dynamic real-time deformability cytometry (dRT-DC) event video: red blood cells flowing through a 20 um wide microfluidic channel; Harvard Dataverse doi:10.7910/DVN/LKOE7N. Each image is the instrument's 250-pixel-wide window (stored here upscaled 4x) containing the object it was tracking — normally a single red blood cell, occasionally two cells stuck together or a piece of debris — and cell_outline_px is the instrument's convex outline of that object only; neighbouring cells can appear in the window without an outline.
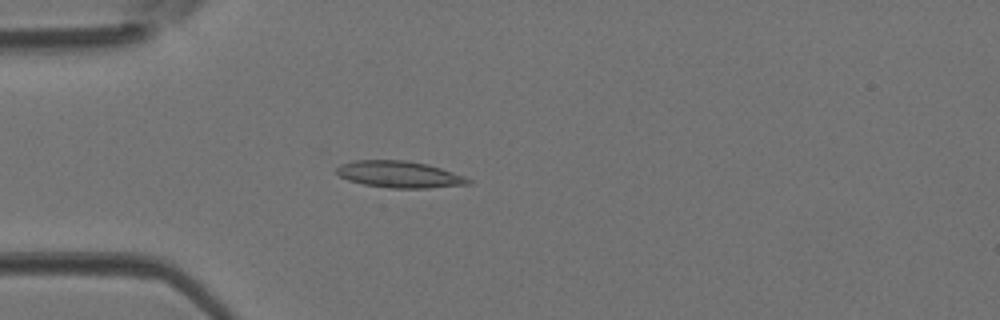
{"species": "Egyptian fruit bat (a non-hibernating species)", "species_latin": "Rousettus aegyptiacus", "temperature_condition": "room temperature", "stored_images_in_passage": 43, "camera_frame_rate_fps": 3000, "um_per_image_px": 0.085, "animal": {"sex": "female"}, "frame": {"image": 1, "passage_image": 12, "time_ms": 3.667, "image_size_px": [1000, 320], "cell_outline_px": [[472, 184], [428, 188], [388, 188], [364, 184], [348, 180], [340, 176], [336, 172], [336, 168], [340, 164], [352, 160], [404, 160], [428, 164], [464, 176], [472, 180]], "centroid_in_image_um": [33.94, 14.82], "position_along_channel_um": 51.1, "area_um2": 20.52}}
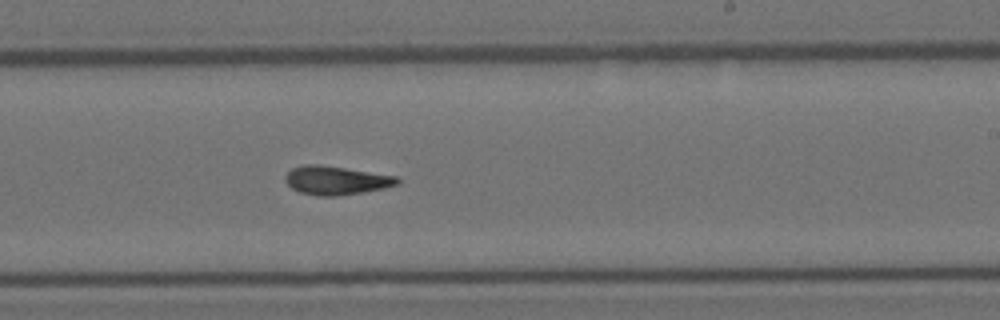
{"frame": {"image": 2, "passage_image": 26, "time_ms": 8.333, "image_size_px": [1000, 320], "cell_outline_px": [[400, 184], [384, 188], [364, 192], [340, 196], [320, 196], [300, 192], [292, 188], [284, 180], [284, 176], [292, 168], [304, 164], [320, 164], [396, 176], [400, 180]], "centroid_in_image_um": [28.56, 15.33], "position_along_channel_um": 260.4, "area_um2": 18.79}}
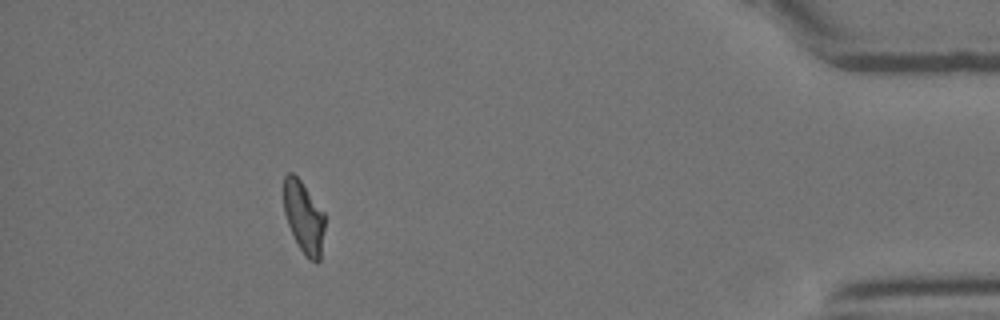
{"frame": {"image": 3, "passage_image": 39, "time_ms": 12.667, "image_size_px": [1000, 320], "cell_outline_px": [[324, 228], [320, 260], [316, 264], [304, 256], [288, 224], [284, 212], [284, 176], [288, 172], [292, 172], [300, 180], [324, 212]], "centroid_in_image_um": [25.82, 18.48], "position_along_channel_um": 409.4, "area_um2": 17.05}}